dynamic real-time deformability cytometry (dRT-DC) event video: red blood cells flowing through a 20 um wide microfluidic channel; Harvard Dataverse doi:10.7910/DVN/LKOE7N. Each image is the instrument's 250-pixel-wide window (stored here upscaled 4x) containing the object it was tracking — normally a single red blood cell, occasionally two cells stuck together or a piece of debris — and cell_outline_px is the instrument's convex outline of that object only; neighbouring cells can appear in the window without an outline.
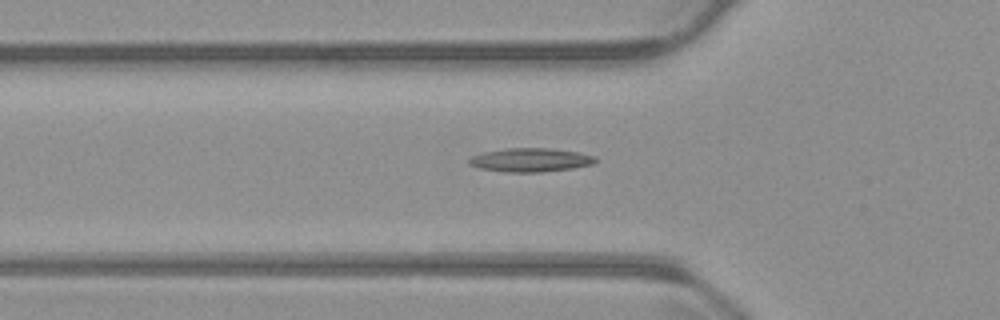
{"species": "common noctule bat (a hibernating species)", "species_latin": "Nyctalus noctula", "temperature_condition": "warm", "stored_images_in_passage": 37, "camera_frame_rate_fps": 3000, "um_per_image_px": 0.085, "animal": {"sex": "male", "body_mass_g": 23.1, "forearm_length_mm": 52.7}, "frame": {"image": 1, "passage_image": 6, "time_ms": 1.667, "image_size_px": [1000, 320], "cell_outline_px": [[596, 160], [592, 164], [572, 168], [540, 172], [508, 172], [480, 168], [468, 164], [468, 160], [472, 156], [484, 152], [508, 148], [552, 148], [580, 152], [596, 156]], "centroid_in_image_um": [45.11, 13.59], "position_along_channel_um": 80.7, "area_um2": 17.4}}
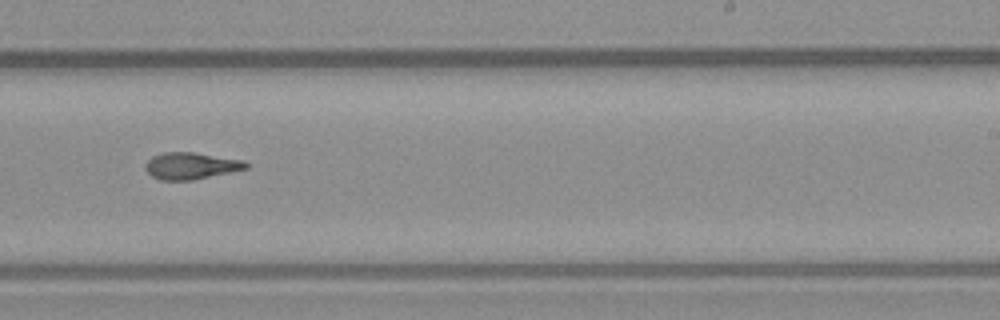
{"frame": {"image": 2, "passage_image": 21, "time_ms": 6.667, "image_size_px": [1000, 320], "cell_outline_px": [[248, 168], [192, 180], [160, 180], [152, 176], [144, 168], [144, 164], [152, 156], [164, 152], [196, 152], [244, 160], [248, 164]], "centroid_in_image_um": [16.21, 14.08], "position_along_channel_um": 272.8, "area_um2": 15.72}}
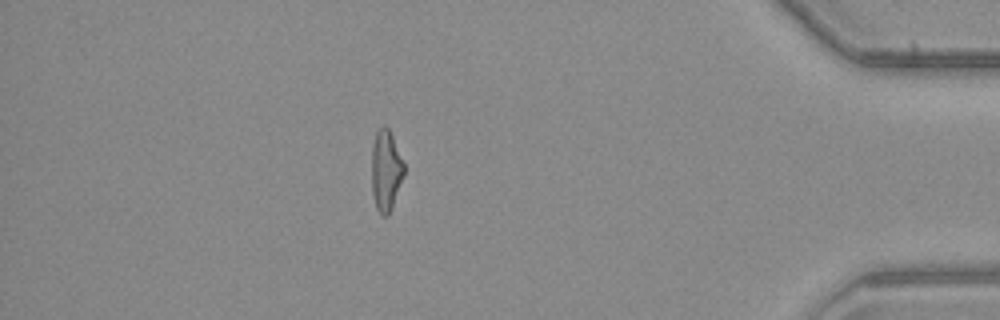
{"frame": {"image": 3, "passage_image": 35, "time_ms": 11.333, "image_size_px": [1000, 320], "cell_outline_px": [[404, 176], [392, 208], [388, 216], [384, 216], [376, 208], [372, 192], [372, 144], [376, 132], [384, 124], [388, 128], [392, 136], [404, 164]], "centroid_in_image_um": [32.8, 14.51], "position_along_channel_um": 402.4, "area_um2": 15.2}}